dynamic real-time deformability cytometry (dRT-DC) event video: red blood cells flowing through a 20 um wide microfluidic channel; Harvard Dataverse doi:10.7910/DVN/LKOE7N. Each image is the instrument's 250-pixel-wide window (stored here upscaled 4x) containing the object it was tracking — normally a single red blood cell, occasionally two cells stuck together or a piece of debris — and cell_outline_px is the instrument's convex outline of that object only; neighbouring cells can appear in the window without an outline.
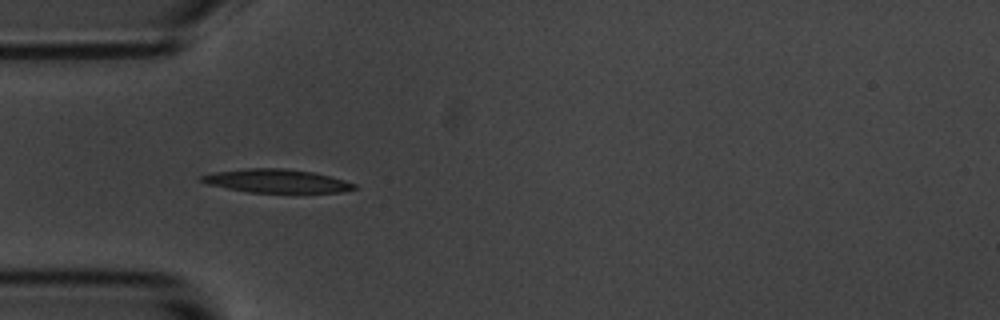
{"species": "common noctule bat (a hibernating species)", "species_latin": "Nyctalus noctula", "temperature_condition": "room temperature", "stored_images_in_passage": 4, "camera_frame_rate_fps": 3000, "um_per_image_px": 0.085, "animal": {"sex": "male", "body_mass_g": 20.1, "forearm_length_mm": 53.5}, "frame": {"image": 1, "passage_image": 3, "time_ms": 3.333, "image_size_px": [1000, 320], "cell_outline_px": [[356, 188], [340, 192], [252, 192], [228, 188], [208, 184], [196, 180], [200, 176], [216, 172], [248, 168], [288, 168], [312, 172], [332, 176], [356, 184]], "centroid_in_image_um": [23.5, 15.37], "position_along_channel_um": 61.5, "area_um2": 20.69}}